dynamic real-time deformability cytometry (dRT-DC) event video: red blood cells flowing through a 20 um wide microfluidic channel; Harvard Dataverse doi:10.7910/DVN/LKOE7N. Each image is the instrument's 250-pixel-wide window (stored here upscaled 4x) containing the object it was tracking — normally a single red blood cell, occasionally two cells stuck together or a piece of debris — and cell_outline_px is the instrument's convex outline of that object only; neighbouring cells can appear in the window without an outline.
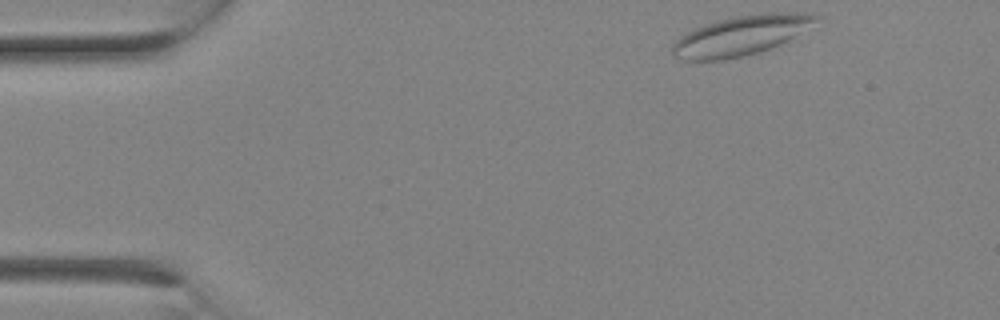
{"species": "Egyptian fruit bat (a non-hibernating species)", "species_latin": "Rousettus aegyptiacus", "temperature_condition": "room temperature", "stored_images_in_passage": 2, "camera_frame_rate_fps": 3000, "um_per_image_px": 0.085, "animal": {"sex": "female"}, "frame": {"image": 1, "passage_image": 1, "time_ms": 0.0, "image_size_px": [1000, 320], "cell_outline_px": [[820, 16], [788, 40], [768, 48], [756, 52], [724, 60], [684, 60], [672, 56], [672, 44], [676, 40], [688, 32], [696, 28], [720, 20], [736, 16], [764, 12], [812, 12]], "centroid_in_image_um": [62.93, 3.01], "position_along_channel_um": 22.1, "area_um2": 32.37}}